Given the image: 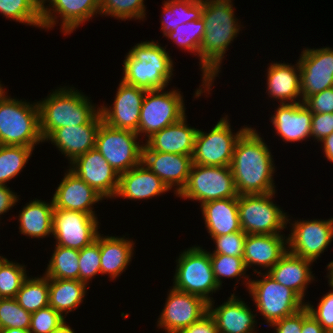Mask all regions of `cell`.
<instances>
[{"instance_id":"cell-22","label":"cell","mask_w":333,"mask_h":333,"mask_svg":"<svg viewBox=\"0 0 333 333\" xmlns=\"http://www.w3.org/2000/svg\"><path fill=\"white\" fill-rule=\"evenodd\" d=\"M243 298L231 293L221 305H215V300L208 303V312L216 321L218 333H258L257 312L245 303ZM217 306V307H216ZM256 327V328H255ZM258 331V332H257Z\"/></svg>"},{"instance_id":"cell-56","label":"cell","mask_w":333,"mask_h":333,"mask_svg":"<svg viewBox=\"0 0 333 333\" xmlns=\"http://www.w3.org/2000/svg\"><path fill=\"white\" fill-rule=\"evenodd\" d=\"M326 269L328 272L325 277L328 279V285L333 287V260L328 263Z\"/></svg>"},{"instance_id":"cell-19","label":"cell","mask_w":333,"mask_h":333,"mask_svg":"<svg viewBox=\"0 0 333 333\" xmlns=\"http://www.w3.org/2000/svg\"><path fill=\"white\" fill-rule=\"evenodd\" d=\"M68 168L94 188L105 200L114 199L119 186V174L96 148L77 157Z\"/></svg>"},{"instance_id":"cell-10","label":"cell","mask_w":333,"mask_h":333,"mask_svg":"<svg viewBox=\"0 0 333 333\" xmlns=\"http://www.w3.org/2000/svg\"><path fill=\"white\" fill-rule=\"evenodd\" d=\"M228 117L225 114L208 132L203 129L197 130L192 155L193 164L230 166L236 143L249 127L244 125L237 132H233Z\"/></svg>"},{"instance_id":"cell-30","label":"cell","mask_w":333,"mask_h":333,"mask_svg":"<svg viewBox=\"0 0 333 333\" xmlns=\"http://www.w3.org/2000/svg\"><path fill=\"white\" fill-rule=\"evenodd\" d=\"M135 242L129 237L106 236L99 233L101 275H108L109 281L116 280L126 272L134 256Z\"/></svg>"},{"instance_id":"cell-54","label":"cell","mask_w":333,"mask_h":333,"mask_svg":"<svg viewBox=\"0 0 333 333\" xmlns=\"http://www.w3.org/2000/svg\"><path fill=\"white\" fill-rule=\"evenodd\" d=\"M323 154L327 161L333 162V133L326 136L322 141H320Z\"/></svg>"},{"instance_id":"cell-4","label":"cell","mask_w":333,"mask_h":333,"mask_svg":"<svg viewBox=\"0 0 333 333\" xmlns=\"http://www.w3.org/2000/svg\"><path fill=\"white\" fill-rule=\"evenodd\" d=\"M72 86H60L37 101L43 140L58 128L85 125L99 113L100 106Z\"/></svg>"},{"instance_id":"cell-33","label":"cell","mask_w":333,"mask_h":333,"mask_svg":"<svg viewBox=\"0 0 333 333\" xmlns=\"http://www.w3.org/2000/svg\"><path fill=\"white\" fill-rule=\"evenodd\" d=\"M86 283L79 280L49 279V306L65 319L83 304L87 294Z\"/></svg>"},{"instance_id":"cell-25","label":"cell","mask_w":333,"mask_h":333,"mask_svg":"<svg viewBox=\"0 0 333 333\" xmlns=\"http://www.w3.org/2000/svg\"><path fill=\"white\" fill-rule=\"evenodd\" d=\"M102 122L100 112L87 124L54 130L44 142H51L70 164L77 157L95 148L97 130Z\"/></svg>"},{"instance_id":"cell-40","label":"cell","mask_w":333,"mask_h":333,"mask_svg":"<svg viewBox=\"0 0 333 333\" xmlns=\"http://www.w3.org/2000/svg\"><path fill=\"white\" fill-rule=\"evenodd\" d=\"M205 32L204 20H194L181 24L174 31L168 32L164 36L179 46L180 49L197 56L200 67V46Z\"/></svg>"},{"instance_id":"cell-39","label":"cell","mask_w":333,"mask_h":333,"mask_svg":"<svg viewBox=\"0 0 333 333\" xmlns=\"http://www.w3.org/2000/svg\"><path fill=\"white\" fill-rule=\"evenodd\" d=\"M210 260L214 278L220 288L223 286L222 284L224 282L222 279L224 278H236V285L242 278L241 284L243 283L242 285H245L246 290L248 289L251 278L250 275L247 274L248 270L246 269L243 257L228 256L224 254H210Z\"/></svg>"},{"instance_id":"cell-53","label":"cell","mask_w":333,"mask_h":333,"mask_svg":"<svg viewBox=\"0 0 333 333\" xmlns=\"http://www.w3.org/2000/svg\"><path fill=\"white\" fill-rule=\"evenodd\" d=\"M301 333H327L319 322L309 313L303 319Z\"/></svg>"},{"instance_id":"cell-13","label":"cell","mask_w":333,"mask_h":333,"mask_svg":"<svg viewBox=\"0 0 333 333\" xmlns=\"http://www.w3.org/2000/svg\"><path fill=\"white\" fill-rule=\"evenodd\" d=\"M287 216L290 233L287 235L288 251L312 262L321 257L333 241V217L329 219H297Z\"/></svg>"},{"instance_id":"cell-47","label":"cell","mask_w":333,"mask_h":333,"mask_svg":"<svg viewBox=\"0 0 333 333\" xmlns=\"http://www.w3.org/2000/svg\"><path fill=\"white\" fill-rule=\"evenodd\" d=\"M324 294L314 307L308 300L306 307L327 333H333V287Z\"/></svg>"},{"instance_id":"cell-15","label":"cell","mask_w":333,"mask_h":333,"mask_svg":"<svg viewBox=\"0 0 333 333\" xmlns=\"http://www.w3.org/2000/svg\"><path fill=\"white\" fill-rule=\"evenodd\" d=\"M165 305L158 317L157 328L166 333L189 327L208 312V302L202 297L170 286Z\"/></svg>"},{"instance_id":"cell-34","label":"cell","mask_w":333,"mask_h":333,"mask_svg":"<svg viewBox=\"0 0 333 333\" xmlns=\"http://www.w3.org/2000/svg\"><path fill=\"white\" fill-rule=\"evenodd\" d=\"M162 5L160 30L163 36L181 24L202 17L203 0H164Z\"/></svg>"},{"instance_id":"cell-24","label":"cell","mask_w":333,"mask_h":333,"mask_svg":"<svg viewBox=\"0 0 333 333\" xmlns=\"http://www.w3.org/2000/svg\"><path fill=\"white\" fill-rule=\"evenodd\" d=\"M274 112L269 119L283 142L309 141L313 113L303 102L279 104Z\"/></svg>"},{"instance_id":"cell-38","label":"cell","mask_w":333,"mask_h":333,"mask_svg":"<svg viewBox=\"0 0 333 333\" xmlns=\"http://www.w3.org/2000/svg\"><path fill=\"white\" fill-rule=\"evenodd\" d=\"M0 14L10 21L43 29L38 0H0Z\"/></svg>"},{"instance_id":"cell-51","label":"cell","mask_w":333,"mask_h":333,"mask_svg":"<svg viewBox=\"0 0 333 333\" xmlns=\"http://www.w3.org/2000/svg\"><path fill=\"white\" fill-rule=\"evenodd\" d=\"M176 333H218V329L215 319L207 312L198 321Z\"/></svg>"},{"instance_id":"cell-41","label":"cell","mask_w":333,"mask_h":333,"mask_svg":"<svg viewBox=\"0 0 333 333\" xmlns=\"http://www.w3.org/2000/svg\"><path fill=\"white\" fill-rule=\"evenodd\" d=\"M26 265L0 256V297L15 298L22 283L28 277Z\"/></svg>"},{"instance_id":"cell-23","label":"cell","mask_w":333,"mask_h":333,"mask_svg":"<svg viewBox=\"0 0 333 333\" xmlns=\"http://www.w3.org/2000/svg\"><path fill=\"white\" fill-rule=\"evenodd\" d=\"M287 251L285 234H247L243 260L247 270L253 266L263 269L253 267V276L264 270L267 273Z\"/></svg>"},{"instance_id":"cell-17","label":"cell","mask_w":333,"mask_h":333,"mask_svg":"<svg viewBox=\"0 0 333 333\" xmlns=\"http://www.w3.org/2000/svg\"><path fill=\"white\" fill-rule=\"evenodd\" d=\"M301 95L308 96L333 87V48H303L299 56Z\"/></svg>"},{"instance_id":"cell-7","label":"cell","mask_w":333,"mask_h":333,"mask_svg":"<svg viewBox=\"0 0 333 333\" xmlns=\"http://www.w3.org/2000/svg\"><path fill=\"white\" fill-rule=\"evenodd\" d=\"M260 279L250 280L248 293L255 308L267 323L265 326L290 316L306 306L292 289L281 285L266 272L256 273ZM253 279V280H252Z\"/></svg>"},{"instance_id":"cell-59","label":"cell","mask_w":333,"mask_h":333,"mask_svg":"<svg viewBox=\"0 0 333 333\" xmlns=\"http://www.w3.org/2000/svg\"><path fill=\"white\" fill-rule=\"evenodd\" d=\"M6 92V88L4 86V84L1 83L0 80V97Z\"/></svg>"},{"instance_id":"cell-45","label":"cell","mask_w":333,"mask_h":333,"mask_svg":"<svg viewBox=\"0 0 333 333\" xmlns=\"http://www.w3.org/2000/svg\"><path fill=\"white\" fill-rule=\"evenodd\" d=\"M246 236L247 234L243 230L222 236H210L215 244V249L209 253L243 257Z\"/></svg>"},{"instance_id":"cell-31","label":"cell","mask_w":333,"mask_h":333,"mask_svg":"<svg viewBox=\"0 0 333 333\" xmlns=\"http://www.w3.org/2000/svg\"><path fill=\"white\" fill-rule=\"evenodd\" d=\"M205 228L210 236L241 231L238 197L211 200L200 205Z\"/></svg>"},{"instance_id":"cell-35","label":"cell","mask_w":333,"mask_h":333,"mask_svg":"<svg viewBox=\"0 0 333 333\" xmlns=\"http://www.w3.org/2000/svg\"><path fill=\"white\" fill-rule=\"evenodd\" d=\"M54 246L43 274L49 279L79 280V250L56 244Z\"/></svg>"},{"instance_id":"cell-58","label":"cell","mask_w":333,"mask_h":333,"mask_svg":"<svg viewBox=\"0 0 333 333\" xmlns=\"http://www.w3.org/2000/svg\"><path fill=\"white\" fill-rule=\"evenodd\" d=\"M52 0H38L41 11L46 7V3H50Z\"/></svg>"},{"instance_id":"cell-20","label":"cell","mask_w":333,"mask_h":333,"mask_svg":"<svg viewBox=\"0 0 333 333\" xmlns=\"http://www.w3.org/2000/svg\"><path fill=\"white\" fill-rule=\"evenodd\" d=\"M142 164L159 177L170 191L173 189L174 196H177L187 183L193 162L192 156L152 151L144 143Z\"/></svg>"},{"instance_id":"cell-16","label":"cell","mask_w":333,"mask_h":333,"mask_svg":"<svg viewBox=\"0 0 333 333\" xmlns=\"http://www.w3.org/2000/svg\"><path fill=\"white\" fill-rule=\"evenodd\" d=\"M97 14L100 15V0H52L42 10V27L52 30L61 19L60 32L66 36Z\"/></svg>"},{"instance_id":"cell-18","label":"cell","mask_w":333,"mask_h":333,"mask_svg":"<svg viewBox=\"0 0 333 333\" xmlns=\"http://www.w3.org/2000/svg\"><path fill=\"white\" fill-rule=\"evenodd\" d=\"M119 82L111 106L102 104L99 107L102 121L113 128L137 132L141 106L147 90L128 85L122 80Z\"/></svg>"},{"instance_id":"cell-52","label":"cell","mask_w":333,"mask_h":333,"mask_svg":"<svg viewBox=\"0 0 333 333\" xmlns=\"http://www.w3.org/2000/svg\"><path fill=\"white\" fill-rule=\"evenodd\" d=\"M19 196L8 185H0V219L2 218L1 215H5L17 205L20 200Z\"/></svg>"},{"instance_id":"cell-9","label":"cell","mask_w":333,"mask_h":333,"mask_svg":"<svg viewBox=\"0 0 333 333\" xmlns=\"http://www.w3.org/2000/svg\"><path fill=\"white\" fill-rule=\"evenodd\" d=\"M276 193L238 196L240 226L246 234H281L288 229V212L274 203Z\"/></svg>"},{"instance_id":"cell-11","label":"cell","mask_w":333,"mask_h":333,"mask_svg":"<svg viewBox=\"0 0 333 333\" xmlns=\"http://www.w3.org/2000/svg\"><path fill=\"white\" fill-rule=\"evenodd\" d=\"M238 196L230 166L192 164L187 183L176 197L195 200L202 205L211 200Z\"/></svg>"},{"instance_id":"cell-49","label":"cell","mask_w":333,"mask_h":333,"mask_svg":"<svg viewBox=\"0 0 333 333\" xmlns=\"http://www.w3.org/2000/svg\"><path fill=\"white\" fill-rule=\"evenodd\" d=\"M309 313L308 308L305 306L296 313L270 324L269 327L275 329L274 333H301L303 319Z\"/></svg>"},{"instance_id":"cell-46","label":"cell","mask_w":333,"mask_h":333,"mask_svg":"<svg viewBox=\"0 0 333 333\" xmlns=\"http://www.w3.org/2000/svg\"><path fill=\"white\" fill-rule=\"evenodd\" d=\"M66 319L51 306H47L33 312L31 315V333H52Z\"/></svg>"},{"instance_id":"cell-36","label":"cell","mask_w":333,"mask_h":333,"mask_svg":"<svg viewBox=\"0 0 333 333\" xmlns=\"http://www.w3.org/2000/svg\"><path fill=\"white\" fill-rule=\"evenodd\" d=\"M15 299L26 311L33 313L49 306V278L28 276L21 285Z\"/></svg>"},{"instance_id":"cell-12","label":"cell","mask_w":333,"mask_h":333,"mask_svg":"<svg viewBox=\"0 0 333 333\" xmlns=\"http://www.w3.org/2000/svg\"><path fill=\"white\" fill-rule=\"evenodd\" d=\"M140 139L134 131L113 128L102 121L97 130L95 148L121 174L142 163L144 142Z\"/></svg>"},{"instance_id":"cell-1","label":"cell","mask_w":333,"mask_h":333,"mask_svg":"<svg viewBox=\"0 0 333 333\" xmlns=\"http://www.w3.org/2000/svg\"><path fill=\"white\" fill-rule=\"evenodd\" d=\"M232 0H203L202 19L205 32L200 46L201 85L195 90L194 99L211 94L216 77L229 46L243 25L236 18Z\"/></svg>"},{"instance_id":"cell-29","label":"cell","mask_w":333,"mask_h":333,"mask_svg":"<svg viewBox=\"0 0 333 333\" xmlns=\"http://www.w3.org/2000/svg\"><path fill=\"white\" fill-rule=\"evenodd\" d=\"M187 115L154 133L144 143L152 150L192 156L197 128L189 126Z\"/></svg>"},{"instance_id":"cell-2","label":"cell","mask_w":333,"mask_h":333,"mask_svg":"<svg viewBox=\"0 0 333 333\" xmlns=\"http://www.w3.org/2000/svg\"><path fill=\"white\" fill-rule=\"evenodd\" d=\"M254 127L238 139L230 169L238 195L268 194L276 192L274 183V157L270 146L264 142Z\"/></svg>"},{"instance_id":"cell-8","label":"cell","mask_w":333,"mask_h":333,"mask_svg":"<svg viewBox=\"0 0 333 333\" xmlns=\"http://www.w3.org/2000/svg\"><path fill=\"white\" fill-rule=\"evenodd\" d=\"M166 90V91H165ZM183 93L172 88L147 90L140 111L139 137L147 140L154 133L179 121L186 115Z\"/></svg>"},{"instance_id":"cell-3","label":"cell","mask_w":333,"mask_h":333,"mask_svg":"<svg viewBox=\"0 0 333 333\" xmlns=\"http://www.w3.org/2000/svg\"><path fill=\"white\" fill-rule=\"evenodd\" d=\"M159 41L136 43L125 55L121 80L146 90L168 88L174 76L172 56Z\"/></svg>"},{"instance_id":"cell-32","label":"cell","mask_w":333,"mask_h":333,"mask_svg":"<svg viewBox=\"0 0 333 333\" xmlns=\"http://www.w3.org/2000/svg\"><path fill=\"white\" fill-rule=\"evenodd\" d=\"M21 209L18 216H15L18 217L20 234L38 240L52 236L54 210L52 198L49 202L35 198Z\"/></svg>"},{"instance_id":"cell-43","label":"cell","mask_w":333,"mask_h":333,"mask_svg":"<svg viewBox=\"0 0 333 333\" xmlns=\"http://www.w3.org/2000/svg\"><path fill=\"white\" fill-rule=\"evenodd\" d=\"M32 313L24 310L15 298L0 299V331L7 328L29 330Z\"/></svg>"},{"instance_id":"cell-5","label":"cell","mask_w":333,"mask_h":333,"mask_svg":"<svg viewBox=\"0 0 333 333\" xmlns=\"http://www.w3.org/2000/svg\"><path fill=\"white\" fill-rule=\"evenodd\" d=\"M8 90L0 97V145L35 146L44 140L40 132L38 103L13 98Z\"/></svg>"},{"instance_id":"cell-55","label":"cell","mask_w":333,"mask_h":333,"mask_svg":"<svg viewBox=\"0 0 333 333\" xmlns=\"http://www.w3.org/2000/svg\"><path fill=\"white\" fill-rule=\"evenodd\" d=\"M68 322L65 321L64 323H62L58 328H56L52 333H75L76 331H74L73 328H71L69 326V324H67Z\"/></svg>"},{"instance_id":"cell-14","label":"cell","mask_w":333,"mask_h":333,"mask_svg":"<svg viewBox=\"0 0 333 333\" xmlns=\"http://www.w3.org/2000/svg\"><path fill=\"white\" fill-rule=\"evenodd\" d=\"M98 216L65 209L53 210L52 237L55 244L81 250L100 233Z\"/></svg>"},{"instance_id":"cell-26","label":"cell","mask_w":333,"mask_h":333,"mask_svg":"<svg viewBox=\"0 0 333 333\" xmlns=\"http://www.w3.org/2000/svg\"><path fill=\"white\" fill-rule=\"evenodd\" d=\"M266 92L280 104L303 102L301 95V72L298 59L296 64L273 62L266 69Z\"/></svg>"},{"instance_id":"cell-6","label":"cell","mask_w":333,"mask_h":333,"mask_svg":"<svg viewBox=\"0 0 333 333\" xmlns=\"http://www.w3.org/2000/svg\"><path fill=\"white\" fill-rule=\"evenodd\" d=\"M176 258L172 287L200 296L208 303L213 301V293L222 288L214 278L209 251L197 244L186 248Z\"/></svg>"},{"instance_id":"cell-21","label":"cell","mask_w":333,"mask_h":333,"mask_svg":"<svg viewBox=\"0 0 333 333\" xmlns=\"http://www.w3.org/2000/svg\"><path fill=\"white\" fill-rule=\"evenodd\" d=\"M65 172L52 197L54 209L80 211L97 216L94 206L105 198L70 169Z\"/></svg>"},{"instance_id":"cell-44","label":"cell","mask_w":333,"mask_h":333,"mask_svg":"<svg viewBox=\"0 0 333 333\" xmlns=\"http://www.w3.org/2000/svg\"><path fill=\"white\" fill-rule=\"evenodd\" d=\"M101 275V258L99 248V234L89 246L79 250V281L86 283Z\"/></svg>"},{"instance_id":"cell-27","label":"cell","mask_w":333,"mask_h":333,"mask_svg":"<svg viewBox=\"0 0 333 333\" xmlns=\"http://www.w3.org/2000/svg\"><path fill=\"white\" fill-rule=\"evenodd\" d=\"M170 189L167 185L142 163L127 172L119 174V186L115 198L127 200H148Z\"/></svg>"},{"instance_id":"cell-37","label":"cell","mask_w":333,"mask_h":333,"mask_svg":"<svg viewBox=\"0 0 333 333\" xmlns=\"http://www.w3.org/2000/svg\"><path fill=\"white\" fill-rule=\"evenodd\" d=\"M33 151L26 146L0 145V185H7L21 174Z\"/></svg>"},{"instance_id":"cell-50","label":"cell","mask_w":333,"mask_h":333,"mask_svg":"<svg viewBox=\"0 0 333 333\" xmlns=\"http://www.w3.org/2000/svg\"><path fill=\"white\" fill-rule=\"evenodd\" d=\"M333 133V113L313 114L311 138L319 143Z\"/></svg>"},{"instance_id":"cell-57","label":"cell","mask_w":333,"mask_h":333,"mask_svg":"<svg viewBox=\"0 0 333 333\" xmlns=\"http://www.w3.org/2000/svg\"><path fill=\"white\" fill-rule=\"evenodd\" d=\"M0 333H31L26 329H18V328H7L0 331Z\"/></svg>"},{"instance_id":"cell-28","label":"cell","mask_w":333,"mask_h":333,"mask_svg":"<svg viewBox=\"0 0 333 333\" xmlns=\"http://www.w3.org/2000/svg\"><path fill=\"white\" fill-rule=\"evenodd\" d=\"M312 261L296 256L287 251L267 274L289 289H292L304 302L308 285L313 283L315 276Z\"/></svg>"},{"instance_id":"cell-42","label":"cell","mask_w":333,"mask_h":333,"mask_svg":"<svg viewBox=\"0 0 333 333\" xmlns=\"http://www.w3.org/2000/svg\"><path fill=\"white\" fill-rule=\"evenodd\" d=\"M144 0H100V15L114 17L117 20H145Z\"/></svg>"},{"instance_id":"cell-48","label":"cell","mask_w":333,"mask_h":333,"mask_svg":"<svg viewBox=\"0 0 333 333\" xmlns=\"http://www.w3.org/2000/svg\"><path fill=\"white\" fill-rule=\"evenodd\" d=\"M303 104L313 114L333 113V87L308 96Z\"/></svg>"}]
</instances>
